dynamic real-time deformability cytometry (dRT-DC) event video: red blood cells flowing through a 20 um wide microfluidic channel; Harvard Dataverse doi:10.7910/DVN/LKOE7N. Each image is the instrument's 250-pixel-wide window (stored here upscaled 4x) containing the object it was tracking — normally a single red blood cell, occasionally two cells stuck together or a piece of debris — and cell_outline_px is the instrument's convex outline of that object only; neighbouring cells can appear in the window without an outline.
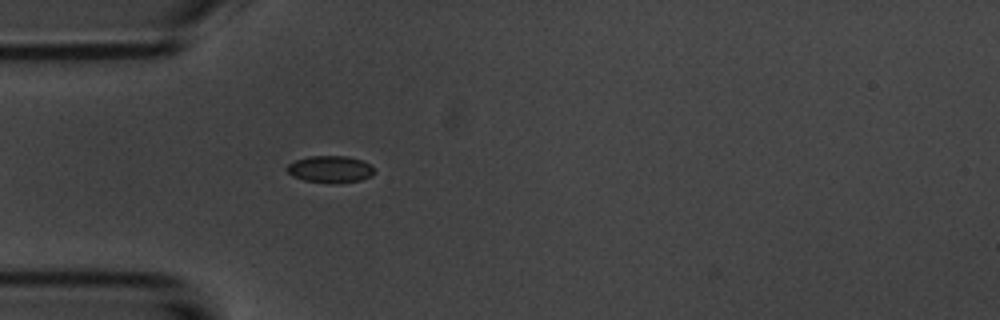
{"species": "common noctule bat (a hibernating species)", "species_latin": "Nyctalus noctula", "temperature_condition": "room temperature", "stored_images_in_passage": 2, "camera_frame_rate_fps": 3000, "um_per_image_px": 0.085, "animal": {"sex": "male", "body_mass_g": 20.1, "forearm_length_mm": 53.5}, "frame": {"image": 1, "passage_image": 2, "time_ms": 1.333, "image_size_px": [1000, 320], "cell_outline_px": [[372, 176], [360, 180], [332, 184], [304, 180], [292, 176], [284, 168], [288, 164], [296, 160], [308, 156], [348, 156], [364, 160], [372, 164]], "centroid_in_image_um": [28.06, 14.38], "position_along_channel_um": 56.9, "area_um2": 13.87}}